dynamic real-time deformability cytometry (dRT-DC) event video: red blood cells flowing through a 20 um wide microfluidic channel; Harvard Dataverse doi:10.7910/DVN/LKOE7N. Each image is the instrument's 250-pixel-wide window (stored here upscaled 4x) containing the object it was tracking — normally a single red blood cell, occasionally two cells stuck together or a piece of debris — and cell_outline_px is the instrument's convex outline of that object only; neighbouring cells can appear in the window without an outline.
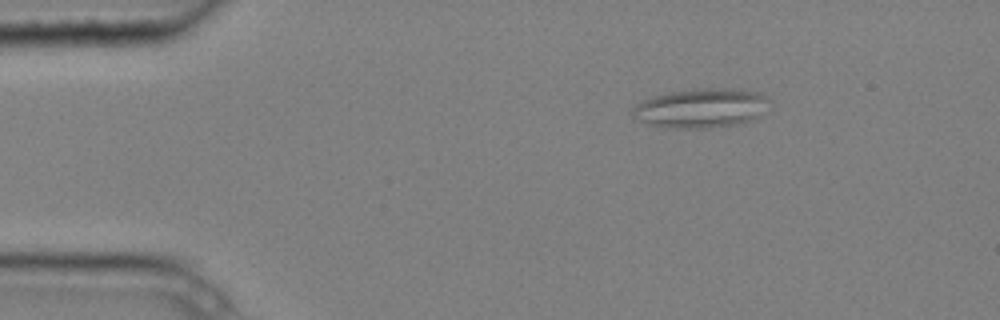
{"species": "common noctule bat (a hibernating species)", "species_latin": "Nyctalus noctula", "temperature_condition": "cold", "stored_images_in_passage": 5, "camera_frame_rate_fps": 3000, "um_per_image_px": 0.085, "animal": {"sex": "male", "body_mass_g": 20.4}, "frame": {"image": 1, "passage_image": 3, "time_ms": 0.667, "image_size_px": [1000, 320], "cell_outline_px": [[772, 100], [760, 116], [752, 120], [736, 124], [708, 128], [676, 128], [648, 124], [632, 116], [632, 108], [636, 104], [644, 100], [668, 92], [704, 88], [744, 88], [756, 92]], "centroid_in_image_um": [59.64, 9.18], "position_along_channel_um": 25.4, "area_um2": 31.39}}